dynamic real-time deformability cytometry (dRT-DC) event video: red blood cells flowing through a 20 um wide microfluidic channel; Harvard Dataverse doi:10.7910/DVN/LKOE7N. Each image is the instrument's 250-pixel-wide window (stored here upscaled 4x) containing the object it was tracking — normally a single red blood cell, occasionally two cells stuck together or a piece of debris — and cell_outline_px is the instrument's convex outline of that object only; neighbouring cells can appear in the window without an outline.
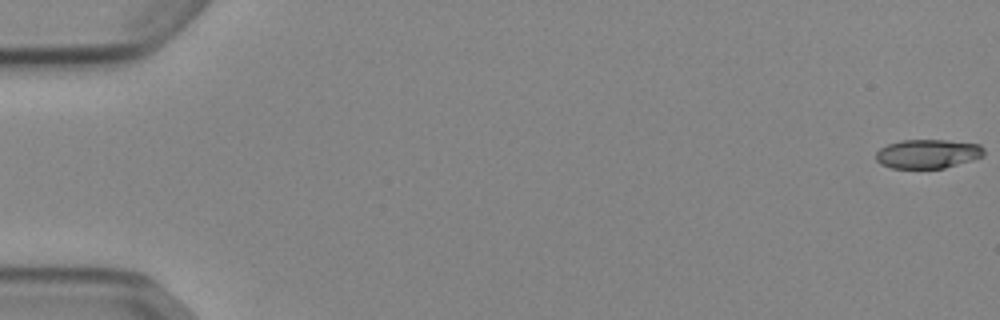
{"species": "Egyptian fruit bat (a non-hibernating species)", "species_latin": "Rousettus aegyptiacus", "temperature_condition": "cold", "stored_images_in_passage": 53, "camera_frame_rate_fps": 3000, "um_per_image_px": 0.085, "animal": {"sex": "female"}, "frame": {"image": 1, "passage_image": 1, "time_ms": 0.0, "image_size_px": [1000, 320], "cell_outline_px": [[984, 156], [972, 160], [944, 168], [892, 168], [880, 164], [876, 160], [876, 152], [880, 148], [888, 144], [904, 140], [944, 140], [980, 144], [984, 148]], "centroid_in_image_um": [78.86, 13.07], "position_along_channel_um": 6.1, "area_um2": 18.26}}
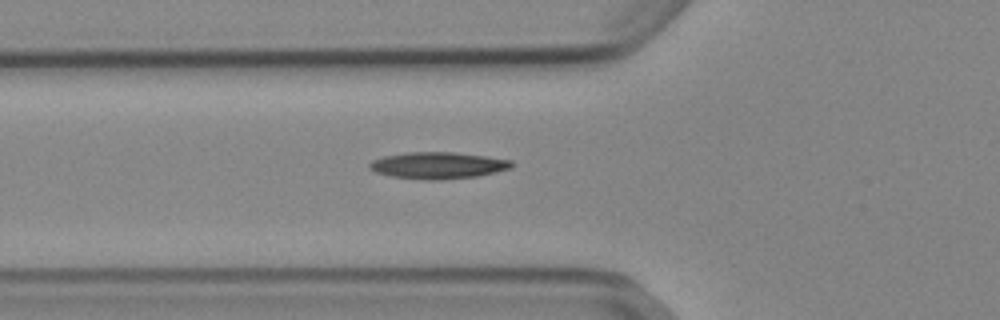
{"frame": {"image": 2, "passage_image": 20, "time_ms": 6.333, "image_size_px": [1000, 320], "cell_outline_px": [[512, 168], [496, 172], [476, 176], [440, 180], [424, 180], [392, 176], [376, 172], [368, 168], [368, 164], [372, 160], [384, 156], [408, 152], [452, 152], [484, 156], [512, 160]], "centroid_in_image_um": [37.21, 14.06], "position_along_channel_um": 88.6, "area_um2": 22.02}}
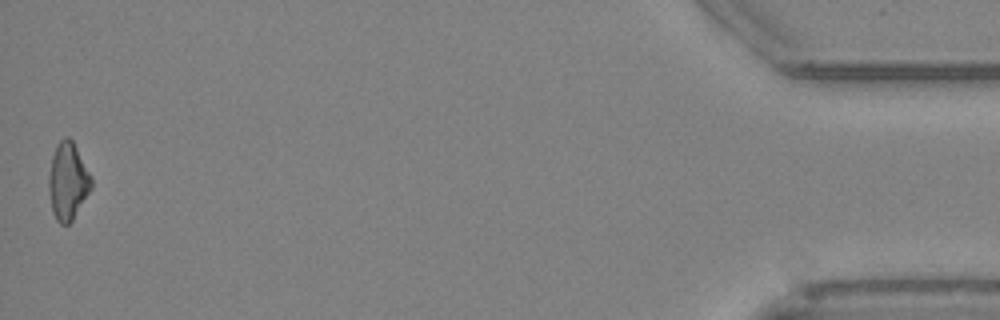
{"frame": {"image": 3, "passage_image": 53, "time_ms": 17.333, "image_size_px": [1000, 320], "cell_outline_px": [[92, 188], [72, 220], [68, 224], [60, 224], [56, 220], [52, 212], [48, 188], [48, 176], [52, 156], [56, 144], [64, 136], [68, 136], [72, 140], [92, 176]], "centroid_in_image_um": [5.76, 15.39], "position_along_channel_um": 429.4, "area_um2": 19.31}}